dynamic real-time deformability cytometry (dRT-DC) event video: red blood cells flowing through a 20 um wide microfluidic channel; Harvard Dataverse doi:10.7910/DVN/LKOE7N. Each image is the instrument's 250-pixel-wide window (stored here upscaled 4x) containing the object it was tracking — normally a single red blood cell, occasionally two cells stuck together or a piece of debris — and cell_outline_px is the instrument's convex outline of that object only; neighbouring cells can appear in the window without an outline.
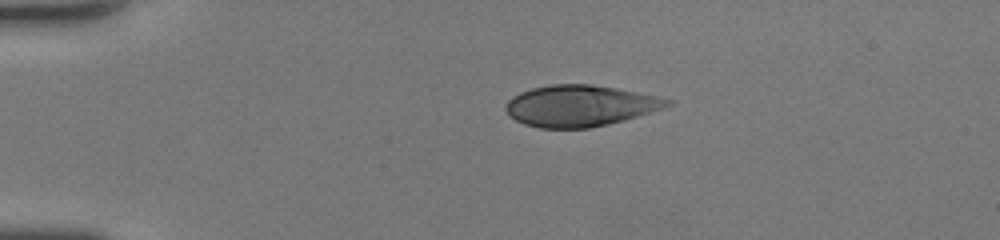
{"species": "human", "species_latin": "Homo sapiens", "temperature_condition": "room temperature", "stored_images_in_passage": 37, "camera_frame_rate_fps": 3000, "um_per_image_px": 0.085, "donor": {"sex": "female"}, "frame": {"image": 1, "passage_image": 1, "time_ms": 0.0, "image_size_px": [1000, 240], "cell_outline_px": [[676, 100], [672, 104], [624, 120], [608, 124], [588, 128], [540, 128], [524, 124], [508, 116], [504, 108], [508, 100], [512, 96], [520, 92], [532, 88], [552, 84], [588, 84], [616, 88]], "centroid_in_image_um": [49.25, 8.99], "position_along_channel_um": 35.8, "area_um2": 38.67}}
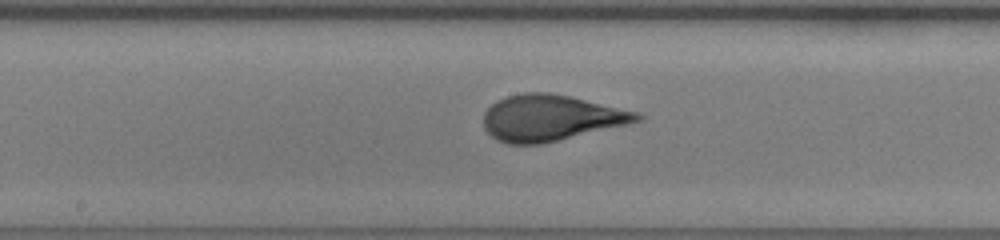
{"frame": {"image": 2, "passage_image": 16, "time_ms": 5.0, "image_size_px": [1000, 240], "cell_outline_px": [[644, 120], [540, 144], [508, 144], [496, 140], [484, 128], [484, 112], [496, 100], [508, 96], [524, 92], [548, 92], [568, 96], [636, 112], [644, 116]], "centroid_in_image_um": [46.76, 10.02], "position_along_channel_um": 201.4, "area_um2": 40.63}}
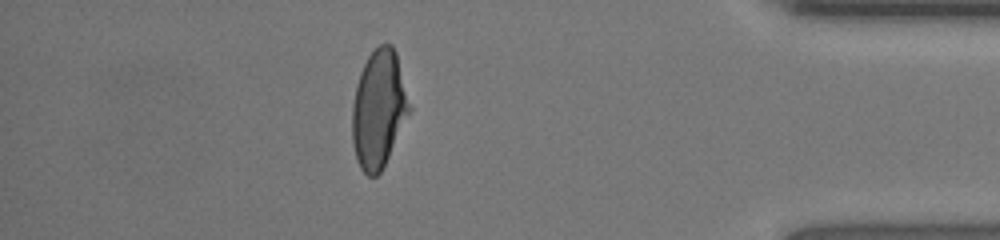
{"frame": {"image": 3, "passage_image": 32, "time_ms": 10.333, "image_size_px": [1000, 240], "cell_outline_px": [[412, 108], [380, 172], [376, 176], [368, 176], [360, 168], [356, 160], [352, 144], [352, 104], [356, 84], [360, 72], [368, 56], [380, 44], [392, 44], [396, 52]], "centroid_in_image_um": [32.18, 9.26], "position_along_channel_um": 403.0, "area_um2": 39.19}, "authors_computed_cell_mechanics": {"area_um2": 40.2288, "velocity_mm_per_s": 4.4514, "shape_relaxation_time_tau1_ms": 5.0247, "shape_relaxation_time_tau2_ms": null, "deformation_change_tau1": 0.2336, "deformation_change_tau2": null}}